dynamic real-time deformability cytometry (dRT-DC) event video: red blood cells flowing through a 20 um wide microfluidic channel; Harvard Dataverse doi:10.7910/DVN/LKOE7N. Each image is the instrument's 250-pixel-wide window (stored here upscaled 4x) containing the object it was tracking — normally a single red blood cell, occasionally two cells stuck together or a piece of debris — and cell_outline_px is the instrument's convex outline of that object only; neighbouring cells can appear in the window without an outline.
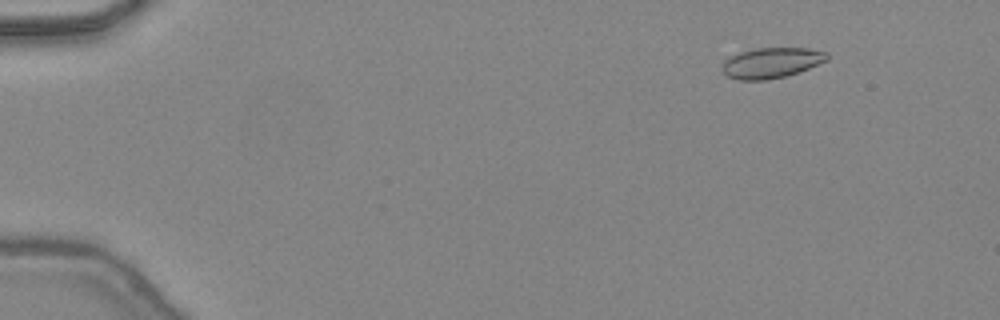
{"species": "common noctule bat (a hibernating species)", "species_latin": "Nyctalus noctula", "temperature_condition": "warm", "stored_images_in_passage": 47, "camera_frame_rate_fps": 3000, "um_per_image_px": 0.085, "animal": {"sex": "female", "body_mass_g": 24.6, "forearm_length_mm": 56.2}, "frame": {"image": 1, "passage_image": 6, "time_ms": 1.667, "image_size_px": [1000, 320], "cell_outline_px": [[828, 60], [800, 72], [784, 76], [764, 80], [740, 80], [728, 76], [720, 68], [724, 60], [728, 56], [740, 52], [756, 48], [808, 48], [828, 52]], "centroid_in_image_um": [65.56, 5.33], "position_along_channel_um": 19.4, "area_um2": 18.73}}
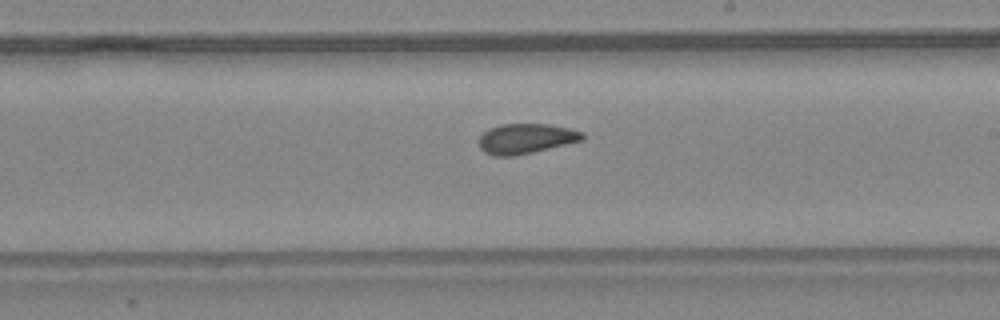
{"frame": {"image": 2, "passage_image": 29, "time_ms": 9.333, "image_size_px": [1000, 320], "cell_outline_px": [[584, 140], [532, 152], [512, 156], [496, 156], [484, 152], [480, 148], [480, 136], [488, 128], [500, 124], [548, 124], [568, 128], [584, 132]], "centroid_in_image_um": [44.71, 11.77], "position_along_channel_um": 244.3, "area_um2": 18.03}}
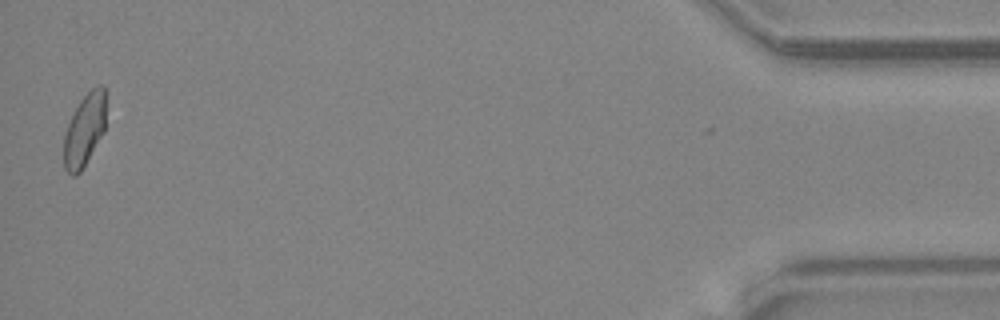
{"frame": {"image": 3, "passage_image": 47, "time_ms": 15.333, "image_size_px": [1000, 320], "cell_outline_px": [[104, 132], [80, 172], [76, 176], [72, 176], [64, 168], [64, 136], [68, 124], [80, 100], [92, 88], [100, 84], [104, 84]], "centroid_in_image_um": [7.17, 11.07], "position_along_channel_um": 428.0, "area_um2": 17.4}, "authors_computed_cell_mechanics": {"area_um2": 18.5538, "velocity_mm_per_s": 4.4823, "shape_relaxation_time_tau1_ms": null, "shape_relaxation_time_tau2_ms": 1.5261, "deformation_change_tau1": null, "deformation_change_tau2": 0.065}}